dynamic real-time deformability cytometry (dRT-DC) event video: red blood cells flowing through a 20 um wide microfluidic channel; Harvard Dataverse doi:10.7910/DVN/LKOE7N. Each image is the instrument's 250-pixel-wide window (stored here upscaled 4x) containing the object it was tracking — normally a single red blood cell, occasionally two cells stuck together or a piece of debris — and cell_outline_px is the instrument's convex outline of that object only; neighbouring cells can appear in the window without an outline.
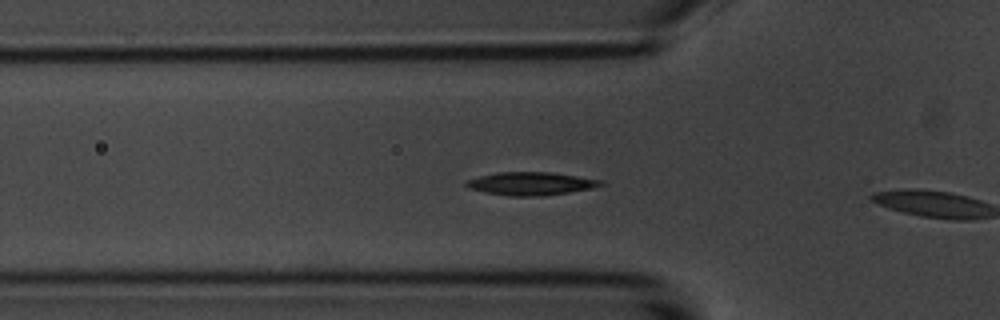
{"species": "common noctule bat (a hibernating species)", "species_latin": "Nyctalus noctula", "temperature_condition": "room temperature", "stored_images_in_passage": 9, "camera_frame_rate_fps": 3000, "um_per_image_px": 0.085, "animal": {"sex": "male", "body_mass_g": 20.1, "forearm_length_mm": 53.5}, "frame": {"image": 1, "passage_image": 7, "time_ms": 2.0, "image_size_px": [1000, 320], "cell_outline_px": [[604, 184], [592, 188], [568, 192], [540, 196], [508, 196], [484, 192], [468, 188], [464, 184], [464, 180], [496, 172], [552, 172], [604, 180]], "centroid_in_image_um": [45.09, 15.6], "position_along_channel_um": 80.7, "area_um2": 18.21}}